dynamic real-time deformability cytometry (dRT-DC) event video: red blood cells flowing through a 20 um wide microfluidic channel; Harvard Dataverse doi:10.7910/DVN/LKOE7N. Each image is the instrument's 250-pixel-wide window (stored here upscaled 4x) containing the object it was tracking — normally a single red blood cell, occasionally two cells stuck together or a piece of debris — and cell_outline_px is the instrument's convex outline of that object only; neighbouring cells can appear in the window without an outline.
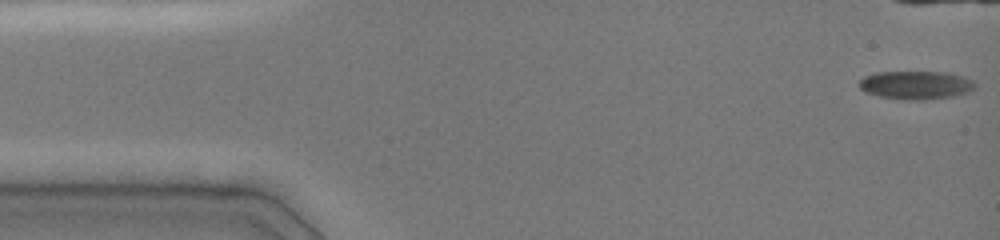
{"species": "common noctule bat (a hibernating species)", "species_latin": "Nyctalus noctula", "temperature_condition": "cold", "stored_images_in_passage": 40, "camera_frame_rate_fps": 3000, "um_per_image_px": 0.085, "animal": {"sex": "female", "body_mass_g": 19.0, "forearm_length_mm": 51.5}, "frame": {"image": 1, "passage_image": 1, "time_ms": 0.0, "image_size_px": [1000, 240], "cell_outline_px": [[976, 84], [968, 92], [952, 96], [924, 100], [904, 100], [880, 96], [864, 92], [860, 88], [860, 80], [864, 76], [876, 72], [948, 72], [972, 80]], "centroid_in_image_um": [77.82, 7.23], "position_along_channel_um": 7.2, "area_um2": 19.02}}